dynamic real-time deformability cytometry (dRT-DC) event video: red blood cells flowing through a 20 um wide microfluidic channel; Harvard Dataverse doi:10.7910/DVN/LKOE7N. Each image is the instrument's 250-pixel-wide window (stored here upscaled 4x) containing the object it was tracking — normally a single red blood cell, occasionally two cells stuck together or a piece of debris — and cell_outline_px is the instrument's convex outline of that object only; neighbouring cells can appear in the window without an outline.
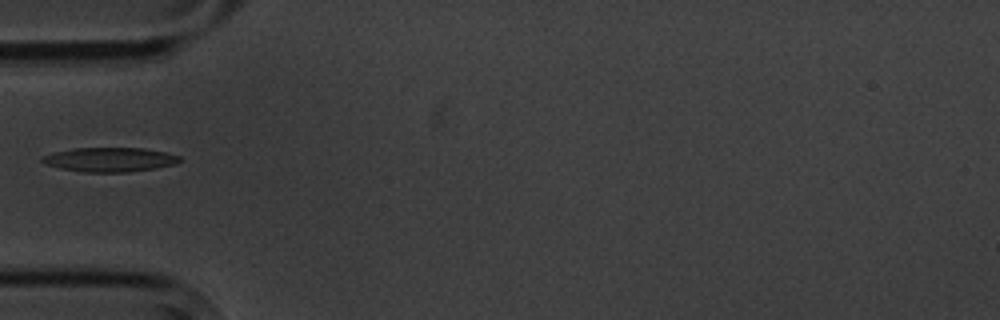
{"species": "common noctule bat (a hibernating species)", "species_latin": "Nyctalus noctula", "temperature_condition": "cold", "stored_images_in_passage": 1, "camera_frame_rate_fps": 3000, "um_per_image_px": 0.085, "animal": {"sex": "male", "body_mass_g": 20.1, "forearm_length_mm": 53.5}, "frame": {"image": 1, "passage_image": 1, "time_ms": 0.0, "image_size_px": [1000, 320], "cell_outline_px": [[180, 160], [176, 164], [156, 168], [128, 172], [88, 172], [60, 168], [44, 164], [40, 160], [40, 156], [56, 152], [76, 148], [144, 148], [164, 152], [180, 156]], "centroid_in_image_um": [9.32, 13.56], "position_along_channel_um": 75.7, "area_um2": 19.36}}